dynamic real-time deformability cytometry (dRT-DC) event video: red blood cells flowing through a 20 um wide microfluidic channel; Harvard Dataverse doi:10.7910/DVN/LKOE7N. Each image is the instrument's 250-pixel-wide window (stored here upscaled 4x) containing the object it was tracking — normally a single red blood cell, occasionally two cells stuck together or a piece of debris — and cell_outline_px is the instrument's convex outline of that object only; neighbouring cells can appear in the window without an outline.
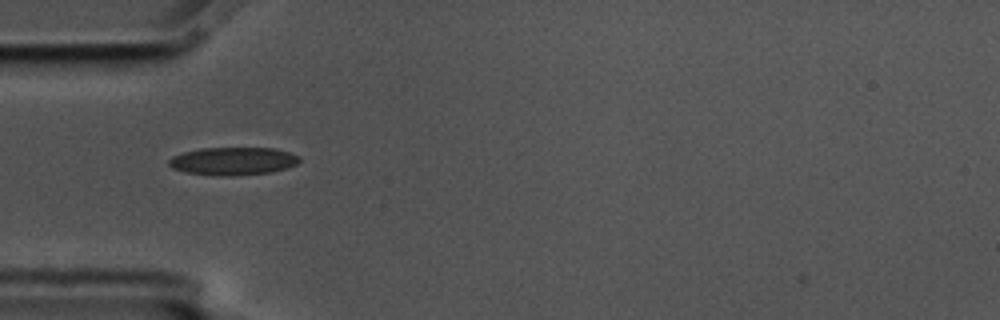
{"species": "common noctule bat (a hibernating species)", "species_latin": "Nyctalus noctula", "temperature_condition": "cold", "stored_images_in_passage": 40, "camera_frame_rate_fps": 3000, "um_per_image_px": 0.085, "animal": {"sex": "male", "body_mass_g": 17.5, "forearm_length_mm": 52.3}, "frame": {"image": 1, "passage_image": 1, "time_ms": 0.0, "image_size_px": [1000, 320], "cell_outline_px": [[300, 160], [296, 164], [288, 168], [272, 172], [232, 176], [220, 176], [184, 172], [172, 168], [168, 164], [168, 160], [172, 156], [184, 152], [200, 148], [276, 148], [300, 156]], "centroid_in_image_um": [19.81, 13.7], "position_along_channel_um": 65.2, "area_um2": 21.39}}
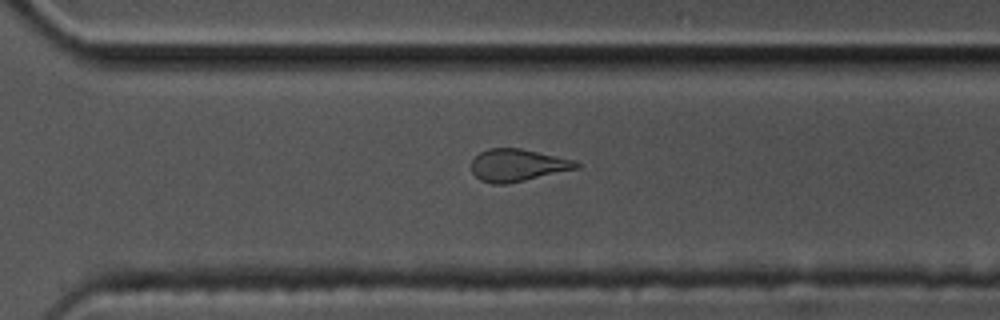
{"frame": {"image": 2, "passage_image": 23, "time_ms": 7.333, "image_size_px": [1000, 320], "cell_outline_px": [[580, 168], [524, 180], [504, 184], [492, 184], [480, 180], [472, 172], [472, 160], [480, 152], [488, 148], [520, 148], [576, 160], [580, 164]], "centroid_in_image_um": [44.01, 14.03], "position_along_channel_um": 326.6, "area_um2": 19.71}}
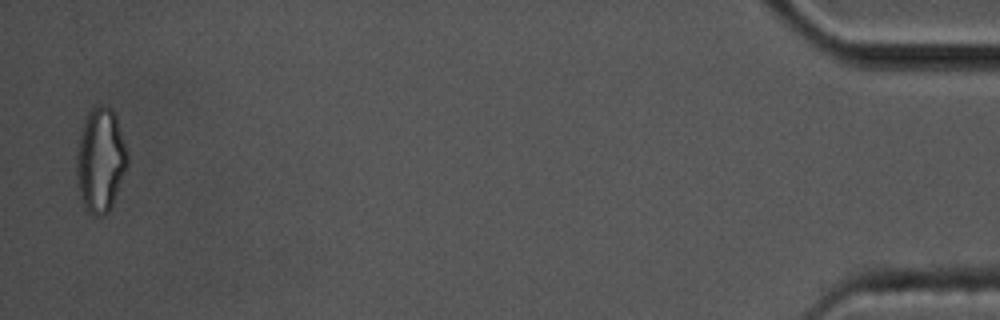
{"frame": {"image": 3, "passage_image": 39, "time_ms": 12.667, "image_size_px": [1000, 320], "cell_outline_px": [[128, 164], [112, 204], [108, 212], [104, 216], [96, 216], [88, 212], [84, 204], [76, 172], [76, 148], [84, 120], [88, 112], [96, 104], [100, 104], [112, 108], [116, 116], [128, 152]], "centroid_in_image_um": [8.55, 13.55], "position_along_channel_um": 426.7, "area_um2": 30.81}}